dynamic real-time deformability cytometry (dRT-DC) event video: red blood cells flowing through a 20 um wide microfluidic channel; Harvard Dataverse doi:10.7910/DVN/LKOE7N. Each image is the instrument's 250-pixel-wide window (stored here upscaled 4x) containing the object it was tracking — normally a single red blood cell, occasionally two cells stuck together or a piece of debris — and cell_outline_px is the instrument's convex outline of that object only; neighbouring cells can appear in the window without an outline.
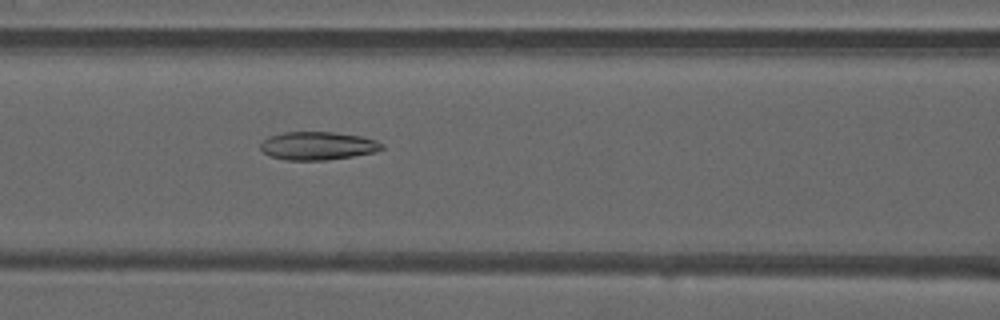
{"species": "common noctule bat (a hibernating species)", "species_latin": "Nyctalus noctula", "temperature_condition": "warm", "stored_images_in_passage": 44, "camera_frame_rate_fps": 3000, "um_per_image_px": 0.085, "animal": {"sex": "male", "forearm_length_mm": 52.5}, "frame": {"image": 1, "passage_image": 16, "time_ms": 5.0, "image_size_px": [1000, 320], "cell_outline_px": [[384, 148], [376, 152], [352, 156], [324, 160], [284, 160], [272, 156], [264, 152], [260, 148], [260, 144], [264, 140], [272, 136], [284, 132], [332, 132], [360, 136], [376, 140], [384, 144]], "centroid_in_image_um": [27.04, 12.39], "position_along_channel_um": 139.6, "area_um2": 19.77}}
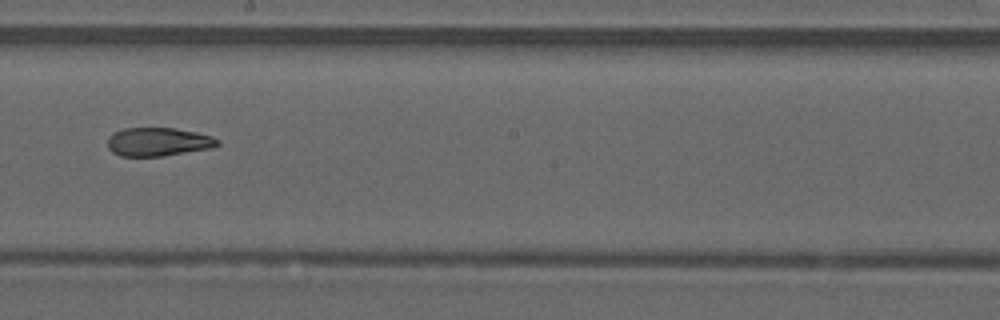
{"frame": {"image": 2, "passage_image": 23, "time_ms": 7.333, "image_size_px": [1000, 320], "cell_outline_px": [[220, 144], [212, 148], [160, 156], [120, 156], [112, 152], [108, 148], [108, 136], [112, 132], [124, 128], [176, 128], [196, 132], [212, 136], [220, 140]], "centroid_in_image_um": [13.43, 12.05], "position_along_channel_um": 234.8, "area_um2": 18.38}}
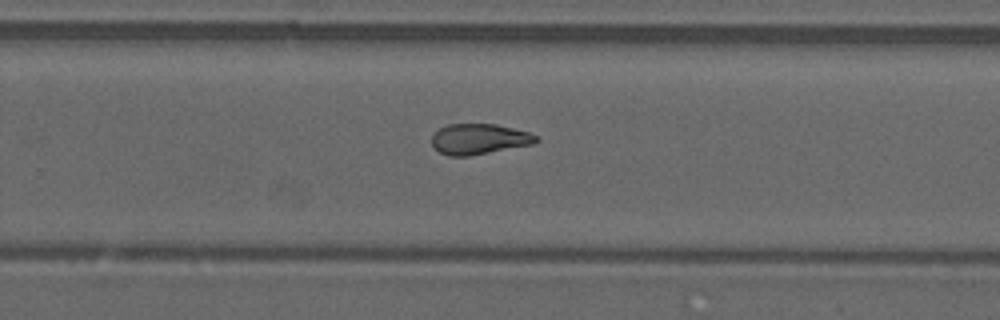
{"frame": {"image": 3, "passage_image": 27, "time_ms": 8.667, "image_size_px": [1000, 320], "cell_outline_px": [[540, 140], [536, 144], [468, 156], [448, 156], [432, 148], [432, 136], [440, 128], [448, 124], [496, 124], [528, 132], [536, 136]], "centroid_in_image_um": [40.73, 11.83], "position_along_channel_um": 289.1, "area_um2": 18.67}, "authors_computed_cell_mechanics": {"area_um2": 19.8254, "velocity_mm_per_s": 4.0896, "shape_relaxation_time_tau1_ms": null, "shape_relaxation_time_tau2_ms": 2.7679, "deformation_change_tau1": null, "deformation_change_tau2": 0.1074}}